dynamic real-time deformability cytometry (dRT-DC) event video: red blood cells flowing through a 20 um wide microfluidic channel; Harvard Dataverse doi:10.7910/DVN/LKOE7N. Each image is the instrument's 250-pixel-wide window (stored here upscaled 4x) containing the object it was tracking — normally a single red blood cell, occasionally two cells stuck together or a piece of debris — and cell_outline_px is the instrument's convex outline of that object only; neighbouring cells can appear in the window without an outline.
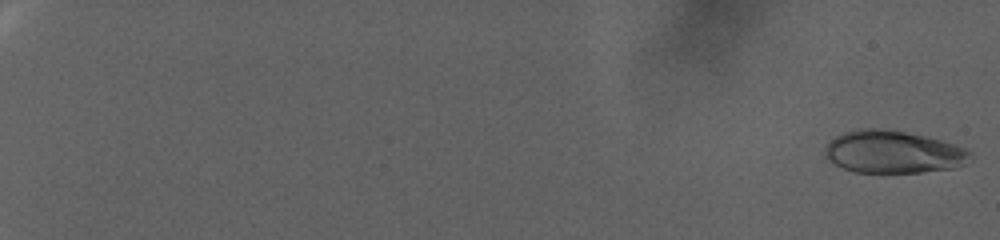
{"species": "human", "species_latin": "Homo sapiens", "temperature_condition": "warm", "stored_images_in_passage": 109, "camera_frame_rate_fps": 3000, "um_per_image_px": 0.085, "donor": {"sex": "female"}, "frame": {"image": 1, "passage_image": 2, "time_ms": 0.333, "image_size_px": [1000, 240], "cell_outline_px": [[972, 160], [964, 164], [952, 168], [920, 172], [856, 172], [844, 168], [836, 164], [824, 156], [824, 148], [836, 136], [844, 132], [860, 128], [880, 128], [904, 132], [924, 136], [940, 140], [968, 148], [972, 152]], "centroid_in_image_um": [75.95, 12.91], "position_along_channel_um": 9.1, "area_um2": 35.89}}
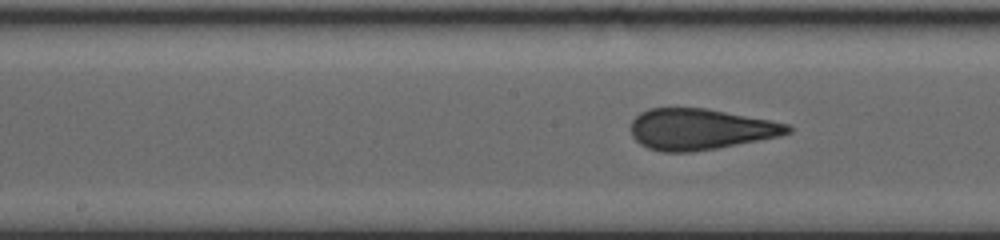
{"frame": {"image": 2, "passage_image": 65, "time_ms": 21.333, "image_size_px": [1000, 240], "cell_outline_px": [[792, 132], [780, 136], [716, 148], [692, 152], [660, 152], [648, 148], [640, 144], [632, 136], [632, 120], [640, 112], [648, 108], [708, 108], [788, 124], [792, 128]], "centroid_in_image_um": [59.5, 10.98], "position_along_channel_um": 188.7, "area_um2": 37.4}}
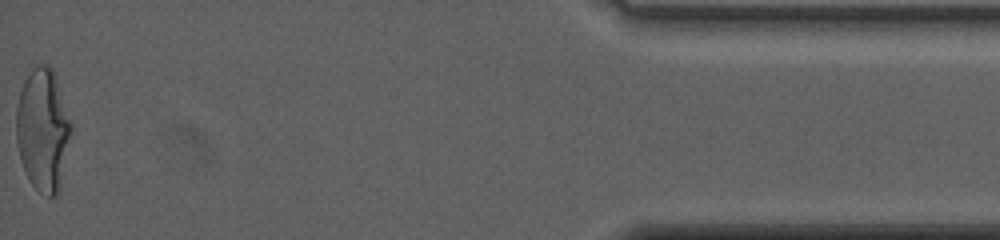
{"frame": {"image": 3, "passage_image": 109, "time_ms": 36.0, "image_size_px": [1000, 240], "cell_outline_px": [[72, 128], [60, 188], [56, 196], [48, 196], [40, 192], [32, 184], [24, 168], [20, 156], [16, 140], [16, 104], [24, 80], [32, 68], [36, 64], [48, 64], [52, 68], [56, 76], [72, 124]], "centroid_in_image_um": [3.65, 10.99], "position_along_channel_um": 431.5, "area_um2": 39.19}}